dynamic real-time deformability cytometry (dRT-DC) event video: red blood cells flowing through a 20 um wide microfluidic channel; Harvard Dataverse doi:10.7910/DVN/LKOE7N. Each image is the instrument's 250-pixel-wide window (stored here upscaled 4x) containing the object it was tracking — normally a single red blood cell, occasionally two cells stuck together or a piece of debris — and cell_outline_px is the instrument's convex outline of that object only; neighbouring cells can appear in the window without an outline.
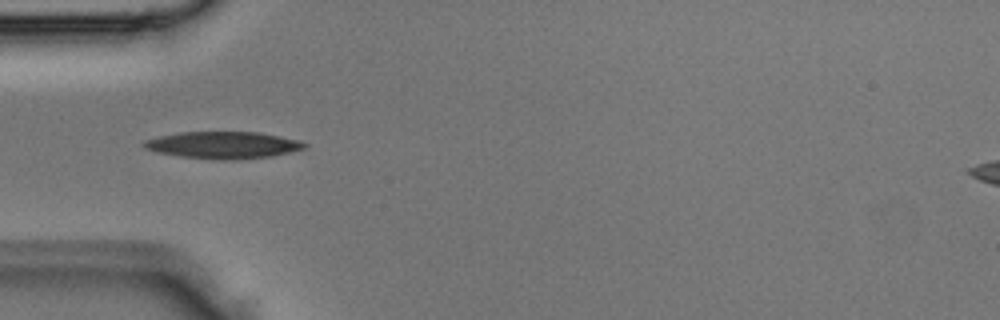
{"species": "Egyptian fruit bat (a non-hibernating species)", "species_latin": "Rousettus aegyptiacus", "temperature_condition": "room temperature", "stored_images_in_passage": 4, "camera_frame_rate_fps": 3000, "um_per_image_px": 0.085, "animal": {"sex": "male"}, "frame": {"image": 1, "passage_image": 3, "time_ms": 0.667, "image_size_px": [1000, 320], "cell_outline_px": [[308, 144], [304, 148], [272, 156], [232, 160], [220, 160], [180, 156], [156, 152], [144, 148], [140, 144], [144, 140], [160, 136], [180, 132], [256, 132], [280, 136], [300, 140]], "centroid_in_image_um": [18.93, 12.33], "position_along_channel_um": 66.1, "area_um2": 25.2}}
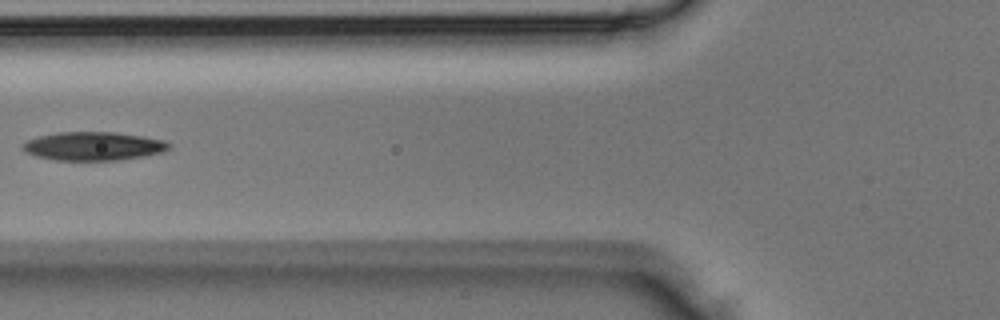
{"frame": {"image": 2, "passage_image": 4, "time_ms": 1.0, "image_size_px": [1000, 320], "cell_outline_px": [[172, 144], [168, 148], [160, 152], [144, 156], [116, 160], [56, 160], [36, 156], [24, 152], [20, 148], [20, 144], [28, 140], [40, 136], [60, 132], [112, 132], [144, 136], [164, 140]], "centroid_in_image_um": [7.9, 12.42], "position_along_channel_um": 117.9, "area_um2": 24.28}}